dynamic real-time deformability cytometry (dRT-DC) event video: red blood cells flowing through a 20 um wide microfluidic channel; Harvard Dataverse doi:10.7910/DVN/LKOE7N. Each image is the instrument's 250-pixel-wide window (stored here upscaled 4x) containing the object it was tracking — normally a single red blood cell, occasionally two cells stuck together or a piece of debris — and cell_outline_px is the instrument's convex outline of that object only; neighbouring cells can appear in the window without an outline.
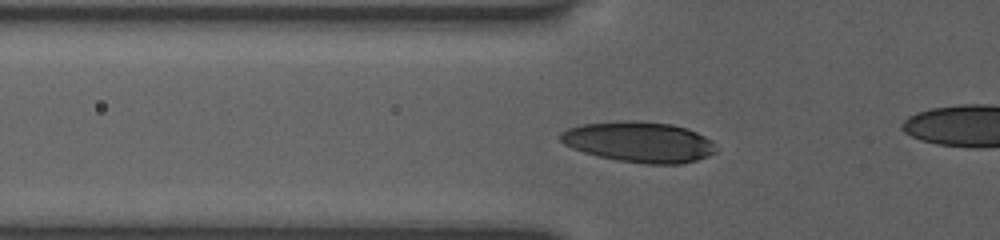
{"species": "human", "species_latin": "Homo sapiens", "temperature_condition": "room temperature", "stored_images_in_passage": 44, "camera_frame_rate_fps": 3000, "um_per_image_px": 0.085, "donor": {"sex": "female"}, "frame": {"image": 1, "passage_image": 16, "time_ms": 5.0, "image_size_px": [1000, 240], "cell_outline_px": [[716, 152], [708, 156], [696, 160], [680, 164], [648, 164], [616, 160], [584, 152], [572, 148], [564, 144], [560, 140], [560, 132], [568, 128], [584, 124], [624, 120], [636, 120], [672, 124], [688, 128], [712, 140]], "centroid_in_image_um": [54.33, 12.06], "position_along_channel_um": 71.5, "area_um2": 36.82}}
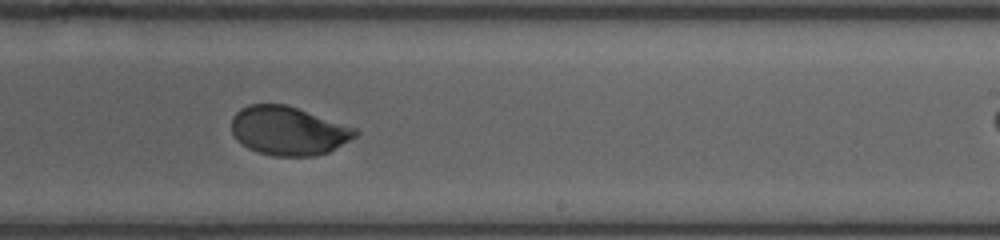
{"frame": {"image": 2, "passage_image": 31, "time_ms": 10.0, "image_size_px": [1000, 240], "cell_outline_px": [[360, 132], [356, 136], [328, 152], [316, 156], [272, 156], [248, 148], [236, 140], [232, 132], [232, 116], [240, 108], [248, 104], [288, 104], [356, 128]], "centroid_in_image_um": [24.5, 11.1], "position_along_channel_um": 264.5, "area_um2": 35.32}}
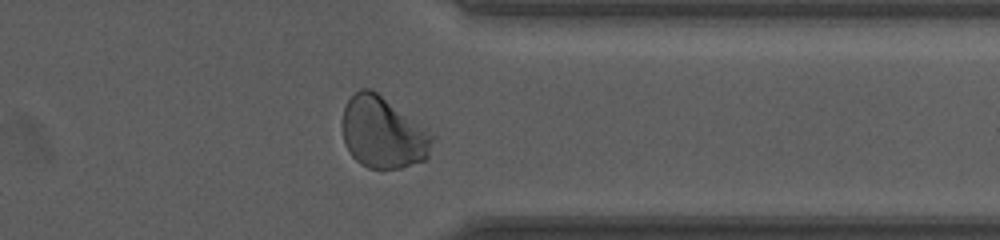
{"frame": {"image": 3, "passage_image": 40, "time_ms": 13.0, "image_size_px": [1000, 240], "cell_outline_px": [[436, 136], [428, 156], [424, 160], [400, 168], [368, 168], [360, 164], [352, 156], [344, 144], [340, 124], [344, 108], [348, 100], [360, 88], [372, 88]], "centroid_in_image_um": [32.53, 11.27], "position_along_channel_um": 378.9, "area_um2": 37.74}}